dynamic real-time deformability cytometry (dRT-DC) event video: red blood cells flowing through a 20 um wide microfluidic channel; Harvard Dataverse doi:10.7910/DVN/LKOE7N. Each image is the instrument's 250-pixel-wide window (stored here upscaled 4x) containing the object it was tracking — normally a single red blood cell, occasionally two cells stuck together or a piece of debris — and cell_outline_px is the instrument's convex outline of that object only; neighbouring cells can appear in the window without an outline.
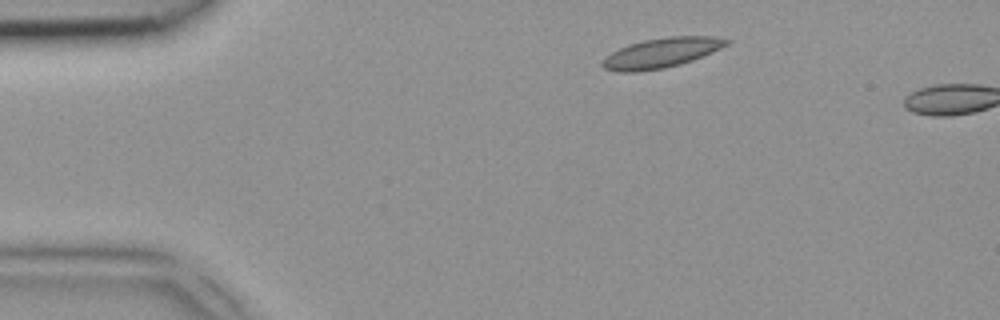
{"species": "common noctule bat (a hibernating species)", "species_latin": "Nyctalus noctula", "temperature_condition": "room temperature", "stored_images_in_passage": 2, "camera_frame_rate_fps": 3000, "um_per_image_px": 0.085, "animal": {"sex": "female", "body_mass_g": 18.4}, "frame": {"image": 1, "passage_image": 1, "time_ms": 0.0, "image_size_px": [1000, 320], "cell_outline_px": [[732, 40], [728, 44], [712, 52], [692, 60], [680, 64], [664, 68], [636, 72], [620, 72], [604, 68], [600, 64], [604, 56], [628, 44], [644, 40], [668, 36], [712, 36]], "centroid_in_image_um": [56.19, 4.49], "position_along_channel_um": 28.8, "area_um2": 21.56}}